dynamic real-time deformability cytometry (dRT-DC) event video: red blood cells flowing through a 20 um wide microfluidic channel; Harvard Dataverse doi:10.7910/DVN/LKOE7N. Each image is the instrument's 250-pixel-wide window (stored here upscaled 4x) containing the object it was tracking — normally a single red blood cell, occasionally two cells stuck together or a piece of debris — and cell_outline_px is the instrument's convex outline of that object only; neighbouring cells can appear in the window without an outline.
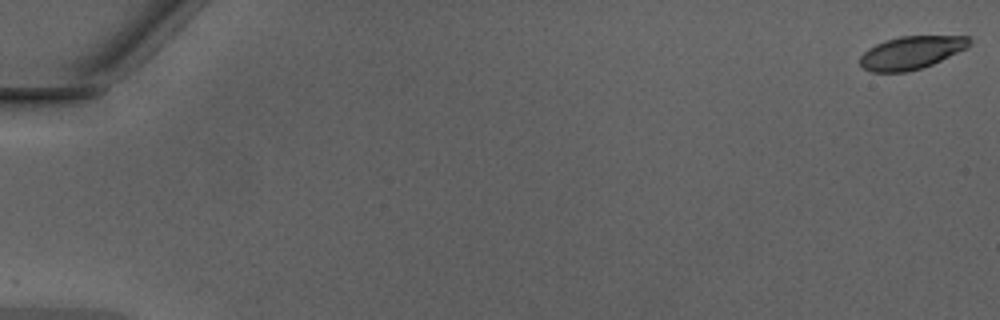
{"species": "Egyptian fruit bat (a non-hibernating species)", "species_latin": "Rousettus aegyptiacus", "temperature_condition": "warm", "stored_images_in_passage": 50, "camera_frame_rate_fps": 3000, "um_per_image_px": 0.085, "animal": {"sex": "male"}, "frame": {"image": 1, "passage_image": 1, "time_ms": 0.0, "image_size_px": [1000, 320], "cell_outline_px": [[972, 44], [968, 48], [932, 64], [908, 72], [872, 72], [864, 68], [860, 64], [860, 56], [868, 48], [884, 40], [900, 36], [968, 36], [972, 40]], "centroid_in_image_um": [77.48, 4.46], "position_along_channel_um": 7.5, "area_um2": 21.1}}
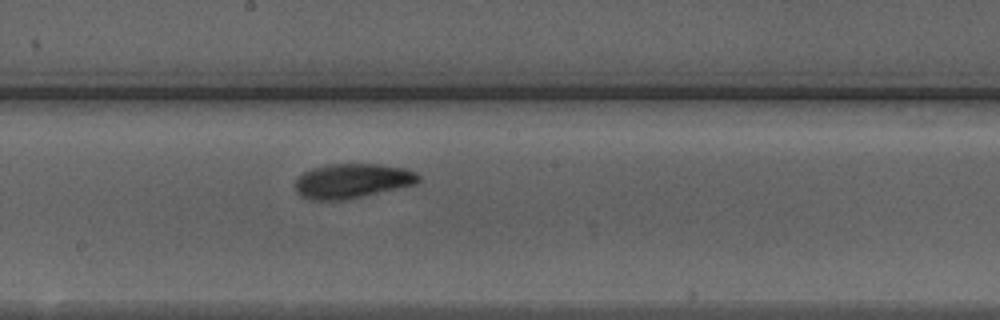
{"frame": {"image": 2, "passage_image": 29, "time_ms": 9.333, "image_size_px": [1000, 320], "cell_outline_px": [[420, 180], [416, 184], [344, 200], [308, 200], [300, 196], [296, 192], [296, 176], [312, 168], [328, 164], [380, 164], [404, 168], [416, 172], [420, 176]], "centroid_in_image_um": [29.91, 15.37], "position_along_channel_um": 218.3, "area_um2": 24.97}}
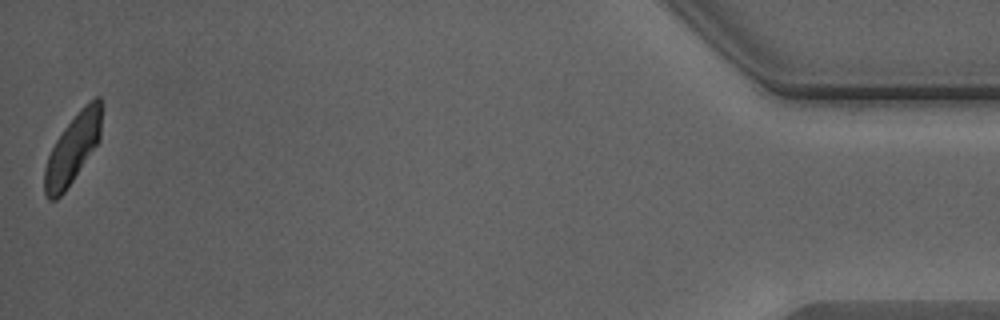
{"frame": {"image": 3, "passage_image": 50, "time_ms": 16.333, "image_size_px": [1000, 320], "cell_outline_px": [[100, 140], [64, 192], [56, 200], [48, 200], [44, 192], [44, 168], [48, 156], [56, 140], [64, 128], [80, 108], [84, 104], [96, 96], [100, 96]], "centroid_in_image_um": [6.15, 12.66], "position_along_channel_um": 429.0, "area_um2": 22.6}, "authors_computed_cell_mechanics": {"area_um2": 23.698, "velocity_mm_per_s": 4.2569, "shape_relaxation_time_tau1_ms": 2.9384, "shape_relaxation_time_tau2_ms": 2.101, "deformation_change_tau1": 0.1074, "deformation_change_tau2": 0.0701}}